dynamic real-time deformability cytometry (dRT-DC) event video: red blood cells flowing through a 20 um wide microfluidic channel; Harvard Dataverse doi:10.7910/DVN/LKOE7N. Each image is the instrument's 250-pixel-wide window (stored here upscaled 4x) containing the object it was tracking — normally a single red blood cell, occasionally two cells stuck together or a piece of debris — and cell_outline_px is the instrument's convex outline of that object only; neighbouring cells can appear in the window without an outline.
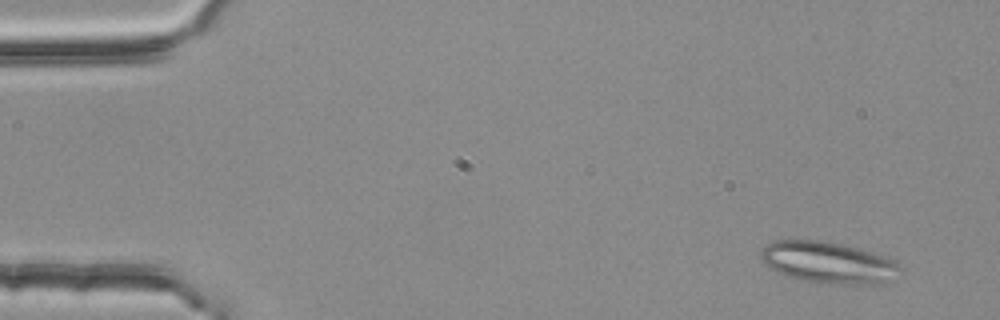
{"species": "common noctule bat (a hibernating species)", "species_latin": "Nyctalus noctula", "temperature_condition": "room temperature", "stored_images_in_passage": 5, "camera_frame_rate_fps": 3000, "um_per_image_px": 0.085, "animal": {"sex": "female", "body_mass_g": 25.1}, "frame": {"image": 1, "passage_image": 1, "time_ms": 0.0, "image_size_px": [1000, 320], "cell_outline_px": [[900, 268], [896, 280], [872, 284], [808, 280], [792, 276], [780, 272], [772, 268], [760, 260], [760, 252], [768, 244], [776, 240], [820, 240], [840, 244], [872, 252], [892, 260]], "centroid_in_image_um": [70.41, 22.28], "position_along_channel_um": 14.6, "area_um2": 32.43}}
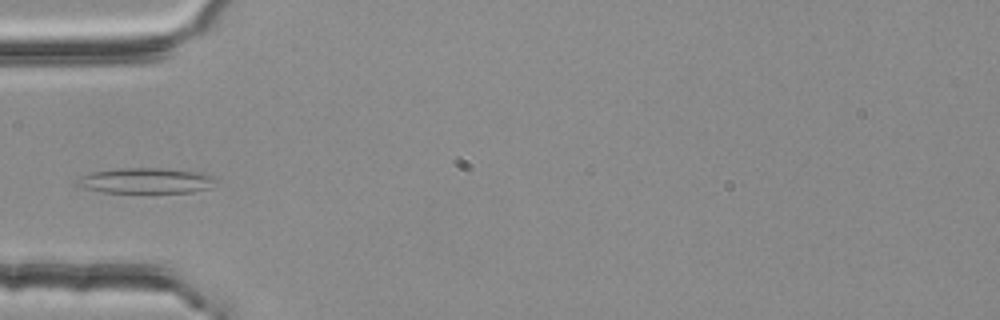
{"frame": {"image": 2, "passage_image": 4, "time_ms": 1.0, "image_size_px": [1000, 320], "cell_outline_px": [[220, 180], [208, 188], [192, 192], [104, 192], [84, 188], [76, 184], [76, 180], [80, 176], [92, 172], [120, 168], [164, 168], [196, 172], [212, 176]], "centroid_in_image_um": [12.4, 15.35], "position_along_channel_um": 72.6, "area_um2": 20.46}}
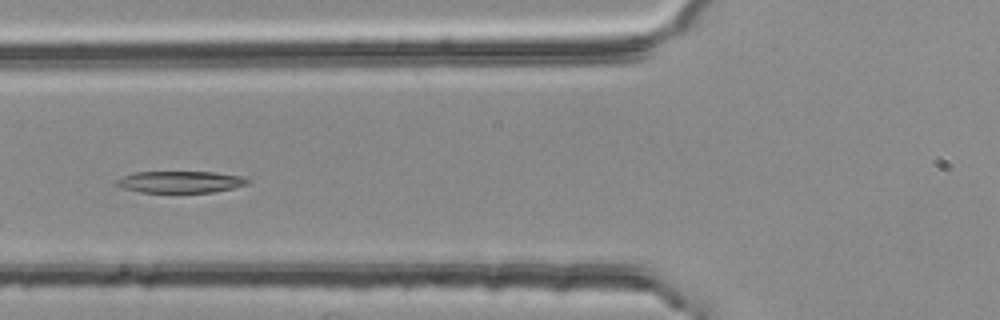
{"frame": {"image": 3, "passage_image": 5, "time_ms": 1.333, "image_size_px": [1000, 320], "cell_outline_px": [[252, 180], [248, 184], [232, 188], [212, 192], [140, 192], [124, 188], [116, 184], [116, 180], [124, 176], [136, 172], [216, 172], [244, 176]], "centroid_in_image_um": [15.4, 15.45], "position_along_channel_um": 110.4, "area_um2": 16.53}}